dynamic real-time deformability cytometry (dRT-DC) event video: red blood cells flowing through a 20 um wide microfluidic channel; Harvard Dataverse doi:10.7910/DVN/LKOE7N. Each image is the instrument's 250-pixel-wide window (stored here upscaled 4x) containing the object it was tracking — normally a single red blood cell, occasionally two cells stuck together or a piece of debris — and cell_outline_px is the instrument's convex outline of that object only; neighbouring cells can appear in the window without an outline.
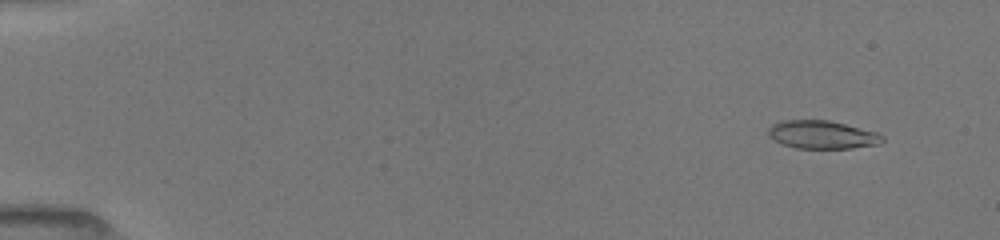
{"species": "common noctule bat (a hibernating species)", "species_latin": "Nyctalus noctula", "temperature_condition": "room temperature", "stored_images_in_passage": 27, "camera_frame_rate_fps": 3000, "um_per_image_px": 0.085, "animal": {"sex": "female", "body_mass_g": 19.5, "forearm_length_mm": 54.1}, "frame": {"image": 1, "passage_image": 9, "time_ms": 1.333, "image_size_px": [1000, 240], "cell_outline_px": [[884, 140], [880, 144], [852, 148], [796, 148], [784, 144], [768, 136], [768, 128], [772, 124], [780, 120], [828, 120], [876, 132], [884, 136]], "centroid_in_image_um": [69.88, 11.44], "position_along_channel_um": 15.1, "area_um2": 18.61}}